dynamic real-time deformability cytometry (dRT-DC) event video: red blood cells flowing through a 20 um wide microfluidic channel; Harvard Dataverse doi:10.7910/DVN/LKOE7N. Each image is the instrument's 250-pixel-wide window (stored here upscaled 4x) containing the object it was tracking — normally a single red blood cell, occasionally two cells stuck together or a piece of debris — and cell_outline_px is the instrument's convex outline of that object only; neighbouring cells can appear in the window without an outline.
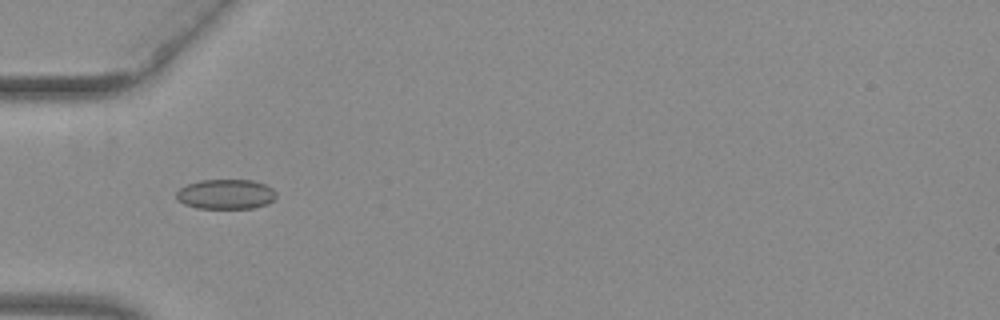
{"species": "common noctule bat (a hibernating species)", "species_latin": "Nyctalus noctula", "temperature_condition": "warm", "stored_images_in_passage": 19, "camera_frame_rate_fps": 3000, "um_per_image_px": 0.085, "animal": {"sex": "female", "body_mass_g": 29.2, "forearm_length_mm": 56.3}, "frame": {"image": 1, "passage_image": 8, "time_ms": 2.333, "image_size_px": [1000, 320], "cell_outline_px": [[276, 196], [268, 204], [252, 208], [196, 208], [184, 204], [176, 200], [176, 192], [180, 188], [188, 184], [200, 180], [252, 180], [264, 184], [272, 188], [276, 192]], "centroid_in_image_um": [19.17, 16.51], "position_along_channel_um": 65.8, "area_um2": 17.4}}
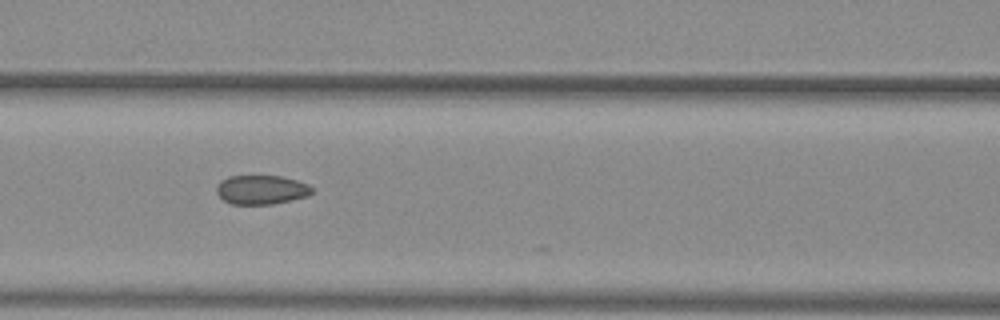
{"frame": {"image": 2, "passage_image": 14, "time_ms": 4.333, "image_size_px": [1000, 320], "cell_outline_px": [[312, 192], [308, 196], [292, 200], [272, 204], [232, 204], [224, 200], [216, 192], [216, 188], [220, 180], [228, 176], [280, 176], [296, 180], [308, 184], [312, 188]], "centroid_in_image_um": [22.21, 16.12], "position_along_channel_um": 144.4, "area_um2": 16.18}}
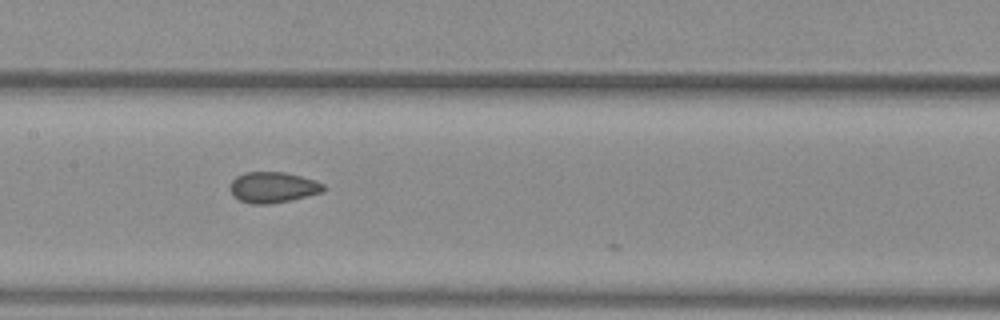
{"frame": {"image": 3, "passage_image": 17, "time_ms": 5.333, "image_size_px": [1000, 320], "cell_outline_px": [[324, 192], [288, 200], [268, 204], [252, 204], [240, 200], [232, 192], [232, 180], [236, 176], [244, 172], [284, 172], [316, 180], [324, 184]], "centroid_in_image_um": [23.23, 15.91], "position_along_channel_um": 184.2, "area_um2": 16.47}}